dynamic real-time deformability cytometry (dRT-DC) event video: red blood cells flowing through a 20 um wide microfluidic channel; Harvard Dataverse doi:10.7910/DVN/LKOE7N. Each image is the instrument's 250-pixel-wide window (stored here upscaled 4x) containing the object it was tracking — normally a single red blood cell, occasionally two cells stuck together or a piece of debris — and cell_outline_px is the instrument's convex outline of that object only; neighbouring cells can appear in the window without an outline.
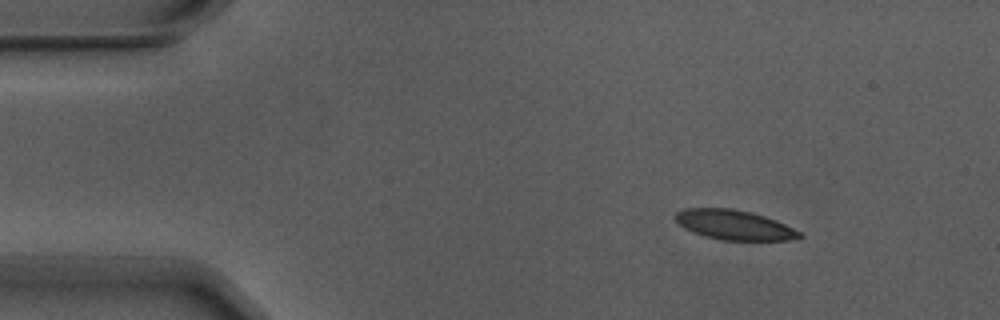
{"species": "Egyptian fruit bat (a non-hibernating species)", "species_latin": "Rousettus aegyptiacus", "temperature_condition": "warm", "stored_images_in_passage": 3, "camera_frame_rate_fps": 3000, "um_per_image_px": 0.085, "animal": {"sex": "male"}, "frame": {"image": 1, "passage_image": 1, "time_ms": 0.0, "image_size_px": [1000, 320], "cell_outline_px": [[804, 236], [788, 240], [720, 240], [704, 236], [692, 232], [684, 228], [676, 220], [676, 212], [684, 208], [732, 208], [764, 216], [776, 220], [800, 232]], "centroid_in_image_um": [62.38, 19.12], "position_along_channel_um": 22.6, "area_um2": 21.33}}